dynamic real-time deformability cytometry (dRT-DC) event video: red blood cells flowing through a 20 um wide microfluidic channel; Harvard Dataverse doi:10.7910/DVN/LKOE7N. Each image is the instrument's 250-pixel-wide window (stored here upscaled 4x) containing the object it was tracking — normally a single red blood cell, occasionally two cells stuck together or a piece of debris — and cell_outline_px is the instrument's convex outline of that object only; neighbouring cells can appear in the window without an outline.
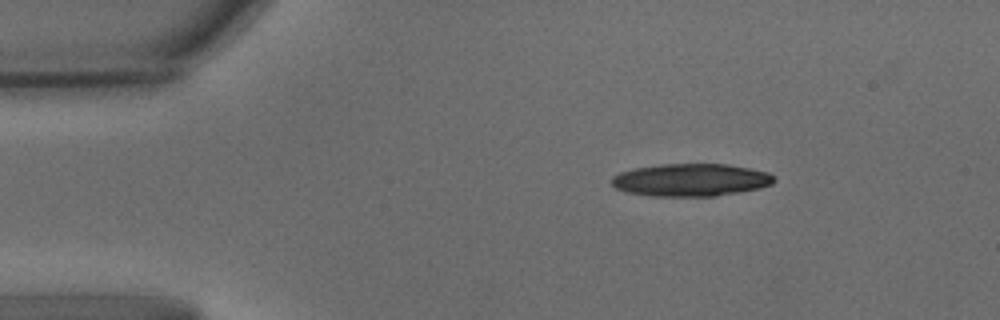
{"species": "common noctule bat (a hibernating species)", "species_latin": "Nyctalus noctula", "temperature_condition": "warm", "stored_images_in_passage": 19, "camera_frame_rate_fps": 3000, "um_per_image_px": 0.085, "animal": {"sex": "male", "body_mass_g": 15.6}, "frame": {"image": 1, "passage_image": 1, "time_ms": 0.0, "image_size_px": [1000, 320], "cell_outline_px": [[776, 180], [772, 184], [760, 188], [740, 192], [716, 196], [652, 196], [624, 192], [616, 188], [612, 184], [612, 176], [620, 172], [636, 168], [664, 164], [728, 164], [768, 172], [776, 176]], "centroid_in_image_um": [58.75, 15.3], "position_along_channel_um": 26.3, "area_um2": 30.98}}